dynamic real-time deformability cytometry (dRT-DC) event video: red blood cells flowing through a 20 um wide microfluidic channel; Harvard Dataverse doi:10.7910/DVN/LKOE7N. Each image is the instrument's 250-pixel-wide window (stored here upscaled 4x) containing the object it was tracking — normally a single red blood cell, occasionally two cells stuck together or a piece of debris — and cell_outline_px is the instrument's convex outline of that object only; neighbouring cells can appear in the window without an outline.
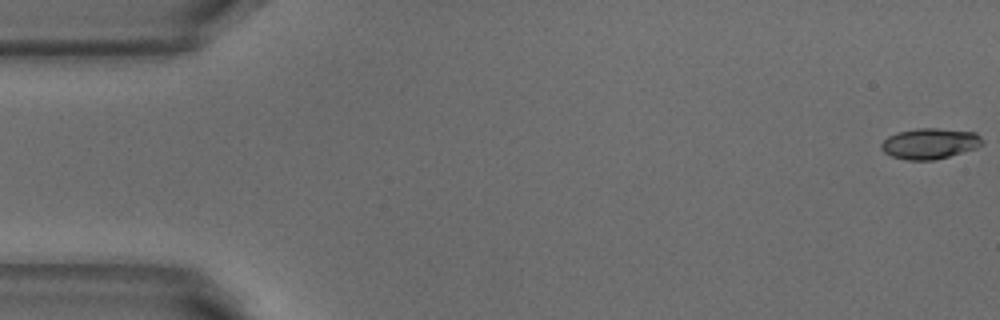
{"species": "common noctule bat (a hibernating species)", "species_latin": "Nyctalus noctula", "temperature_condition": "warm", "stored_images_in_passage": 6, "camera_frame_rate_fps": 3000, "um_per_image_px": 0.085, "animal": {"sex": "male", "body_mass_g": 18.8}, "frame": {"image": 1, "passage_image": 1, "time_ms": 0.0, "image_size_px": [1000, 320], "cell_outline_px": [[984, 144], [976, 148], [948, 156], [932, 160], [908, 160], [892, 156], [884, 152], [880, 148], [880, 144], [888, 136], [896, 132], [916, 128], [936, 128], [976, 132], [984, 140]], "centroid_in_image_um": [79.03, 12.19], "position_along_channel_um": 6.0, "area_um2": 18.15}}